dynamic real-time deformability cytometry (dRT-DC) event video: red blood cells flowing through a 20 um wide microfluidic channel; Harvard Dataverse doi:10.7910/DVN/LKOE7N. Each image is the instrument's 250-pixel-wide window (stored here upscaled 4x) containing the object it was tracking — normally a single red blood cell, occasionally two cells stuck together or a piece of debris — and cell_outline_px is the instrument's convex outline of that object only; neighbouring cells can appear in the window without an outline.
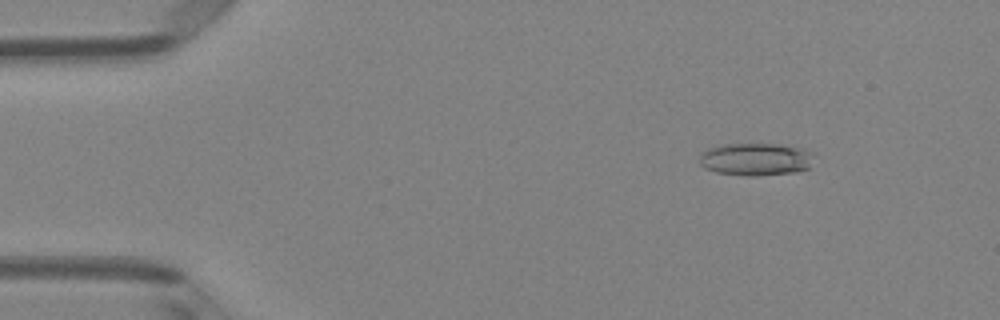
{"species": "Egyptian fruit bat (a non-hibernating species)", "species_latin": "Rousettus aegyptiacus", "temperature_condition": "room temperature", "stored_images_in_passage": 51, "camera_frame_rate_fps": 3000, "um_per_image_px": 0.085, "animal": {"sex": "female"}, "frame": {"image": 1, "passage_image": 7, "time_ms": 2.0, "image_size_px": [1000, 320], "cell_outline_px": [[812, 152], [808, 168], [796, 172], [756, 176], [744, 176], [716, 172], [704, 168], [700, 164], [700, 156], [708, 148], [720, 144], [780, 144], [804, 148]], "centroid_in_image_um": [64.21, 13.53], "position_along_channel_um": 20.8, "area_um2": 21.79}}
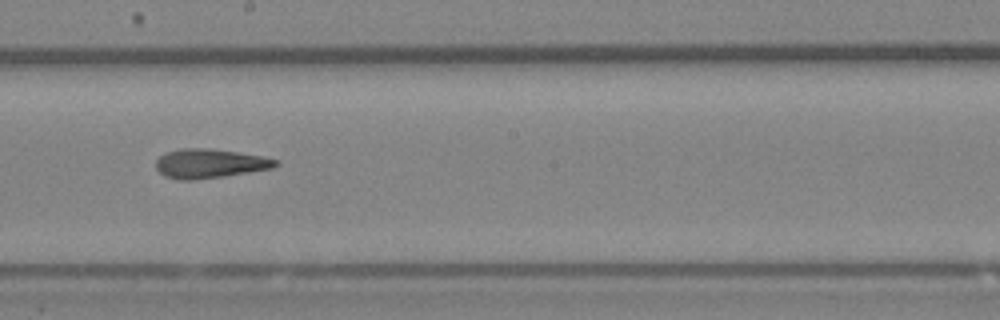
{"frame": {"image": 2, "passage_image": 29, "time_ms": 9.333, "image_size_px": [1000, 320], "cell_outline_px": [[280, 164], [272, 168], [224, 176], [192, 180], [180, 180], [164, 176], [156, 168], [156, 160], [160, 156], [168, 152], [180, 148], [208, 148], [264, 156], [276, 160]], "centroid_in_image_um": [17.81, 13.9], "position_along_channel_um": 230.4, "area_um2": 20.23}}
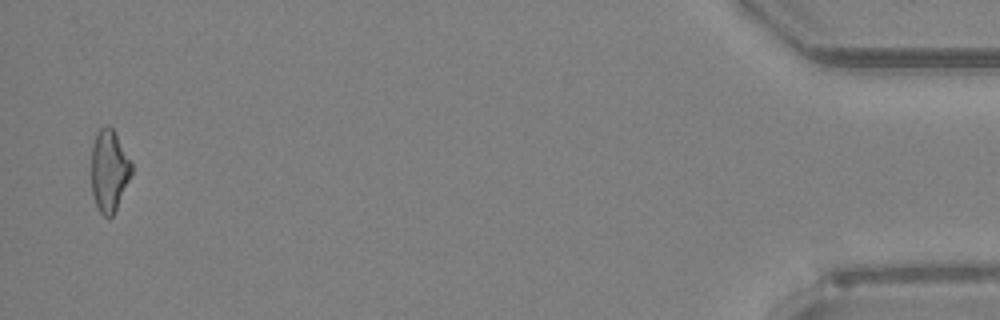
{"frame": {"image": 3, "passage_image": 50, "time_ms": 16.333, "image_size_px": [1000, 320], "cell_outline_px": [[132, 172], [116, 208], [112, 216], [108, 220], [100, 212], [96, 204], [92, 192], [92, 144], [96, 132], [100, 128], [108, 124], [112, 128], [132, 164]], "centroid_in_image_um": [9.26, 14.5], "position_along_channel_um": 425.9, "area_um2": 18.84}, "authors_computed_cell_mechanics": {"area_um2": 20.23, "velocity_mm_per_s": 4.0304, "shape_relaxation_time_tau1_ms": null, "shape_relaxation_time_tau2_ms": 1.8279, "deformation_change_tau1": null, "deformation_change_tau2": 0.1257}}